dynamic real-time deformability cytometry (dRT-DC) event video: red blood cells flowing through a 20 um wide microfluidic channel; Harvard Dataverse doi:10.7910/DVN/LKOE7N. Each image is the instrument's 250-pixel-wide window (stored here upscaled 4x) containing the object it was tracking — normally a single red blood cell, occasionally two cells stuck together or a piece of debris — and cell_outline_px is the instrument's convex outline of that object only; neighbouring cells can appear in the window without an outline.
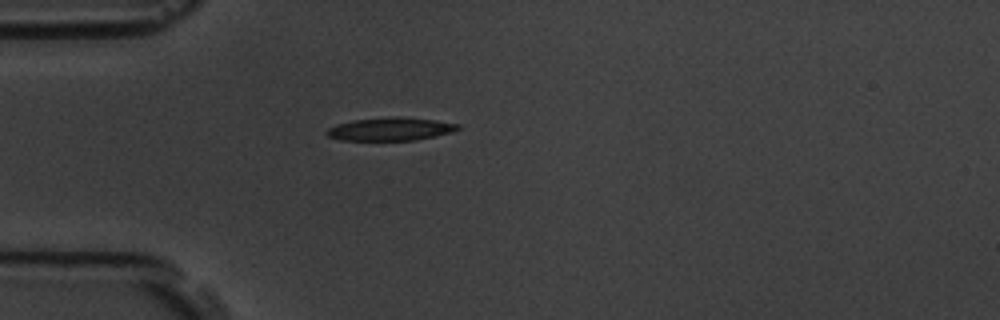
{"species": "common noctule bat (a hibernating species)", "species_latin": "Nyctalus noctula", "temperature_condition": "room temperature", "stored_images_in_passage": 2, "camera_frame_rate_fps": 3000, "um_per_image_px": 0.085, "animal": {"sex": "male", "body_mass_g": 19.5, "forearm_length_mm": 54.6}, "frame": {"image": 1, "passage_image": 1, "time_ms": 0.0, "image_size_px": [1000, 320], "cell_outline_px": [[460, 128], [452, 132], [436, 136], [416, 140], [340, 140], [328, 136], [324, 132], [328, 128], [336, 124], [352, 120], [392, 116], [396, 116], [436, 120], [460, 124]], "centroid_in_image_um": [33.18, 10.96], "position_along_channel_um": 51.8, "area_um2": 17.8}}